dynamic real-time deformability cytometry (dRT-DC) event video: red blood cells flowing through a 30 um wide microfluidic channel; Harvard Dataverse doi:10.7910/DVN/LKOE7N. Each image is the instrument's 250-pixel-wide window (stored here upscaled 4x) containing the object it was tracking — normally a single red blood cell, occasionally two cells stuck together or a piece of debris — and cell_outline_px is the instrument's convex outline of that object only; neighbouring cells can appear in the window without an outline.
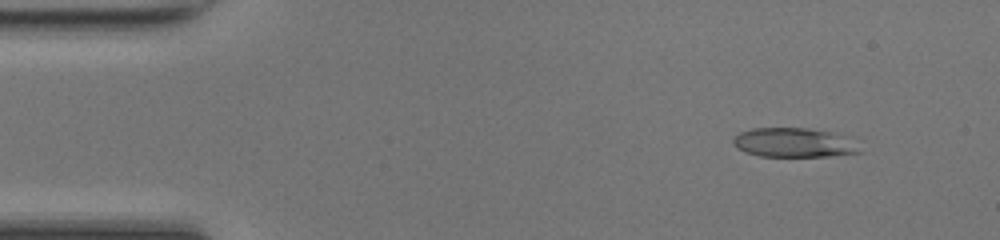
{"species": "common noctule bat (a hibernating species)", "species_latin": "Nyctalus noctula", "temperature_condition": "room temperature", "stored_images_in_passage": 44, "camera_frame_rate_fps": 3000, "um_per_image_px": 0.085, "animal": {"sex": "female", "body_mass_g": 17.0, "forearm_length_mm": 48.0}, "frame": {"image": 1, "passage_image": 1, "time_ms": 0.0, "image_size_px": [1000, 240], "cell_outline_px": [[864, 152], [828, 156], [760, 156], [744, 152], [736, 148], [732, 144], [732, 140], [740, 132], [752, 128], [808, 128], [828, 132], [840, 136]], "centroid_in_image_um": [67.34, 12.13], "position_along_channel_um": 17.7, "area_um2": 21.1}}
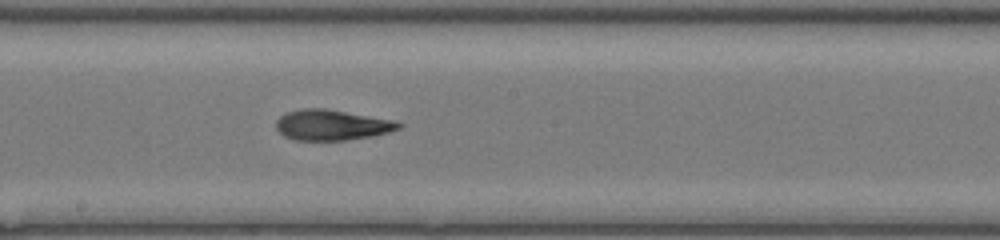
{"frame": {"image": 2, "passage_image": 22, "time_ms": 7.0, "image_size_px": [1000, 240], "cell_outline_px": [[404, 124], [400, 128], [388, 132], [372, 136], [348, 140], [296, 140], [284, 136], [276, 128], [276, 120], [280, 116], [288, 112], [304, 108], [324, 108], [392, 120]], "centroid_in_image_um": [28.19, 10.63], "position_along_channel_um": 220.0, "area_um2": 21.62}}
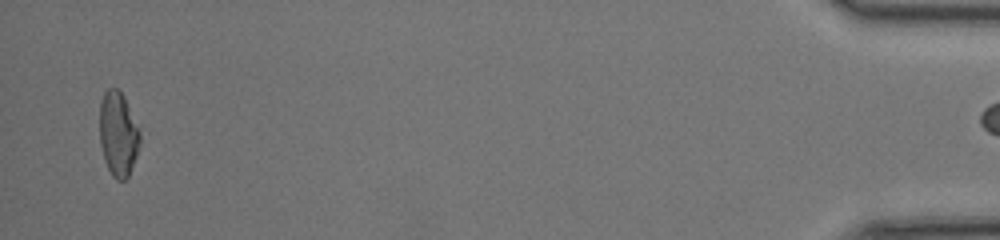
{"frame": {"image": 3, "passage_image": 43, "time_ms": 14.0, "image_size_px": [1000, 240], "cell_outline_px": [[140, 144], [136, 156], [128, 176], [124, 180], [116, 180], [112, 176], [104, 160], [100, 144], [100, 104], [104, 92], [108, 88], [116, 88], [124, 96], [140, 124]], "centroid_in_image_um": [10.07, 11.37], "position_along_channel_um": 425.1, "area_um2": 20.17}, "authors_computed_cell_mechanics": {"area_um2": 21.2704, "velocity_mm_per_s": 4.2918, "shape_relaxation_time_tau1_ms": 4.0748, "shape_relaxation_time_tau2_ms": 2.5159, "deformation_change_tau1": 0.19, "deformation_change_tau2": 0.1217}}